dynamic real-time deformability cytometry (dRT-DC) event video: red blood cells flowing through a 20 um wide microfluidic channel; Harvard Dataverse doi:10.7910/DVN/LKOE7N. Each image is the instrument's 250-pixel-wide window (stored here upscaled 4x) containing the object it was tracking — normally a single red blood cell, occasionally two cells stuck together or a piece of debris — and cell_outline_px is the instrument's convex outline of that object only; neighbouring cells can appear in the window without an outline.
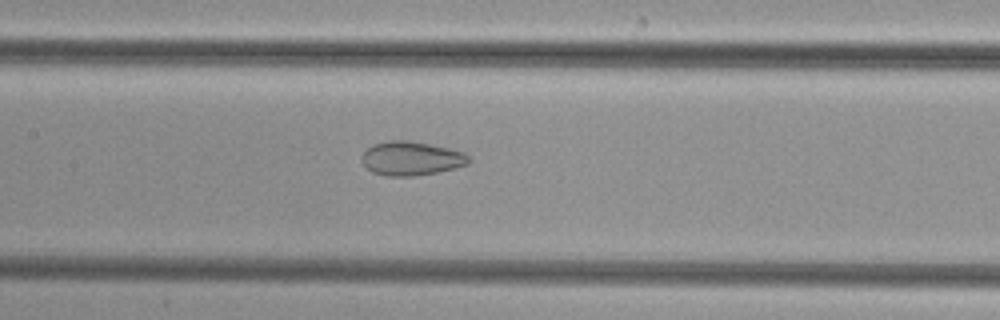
{"species": "common noctule bat (a hibernating species)", "species_latin": "Nyctalus noctula", "temperature_condition": "cold", "stored_images_in_passage": 41, "camera_frame_rate_fps": 3000, "um_per_image_px": 0.085, "animal": {"sex": "female", "body_mass_g": 29.2, "forearm_length_mm": 56.3}, "frame": {"image": 1, "passage_image": 15, "time_ms": 4.667, "image_size_px": [1000, 320], "cell_outline_px": [[472, 160], [468, 164], [456, 168], [436, 172], [412, 176], [388, 176], [372, 172], [360, 160], [360, 156], [368, 148], [376, 144], [388, 140], [408, 140], [448, 148], [464, 152]], "centroid_in_image_um": [34.96, 13.47], "position_along_channel_um": 172.4, "area_um2": 21.1}}
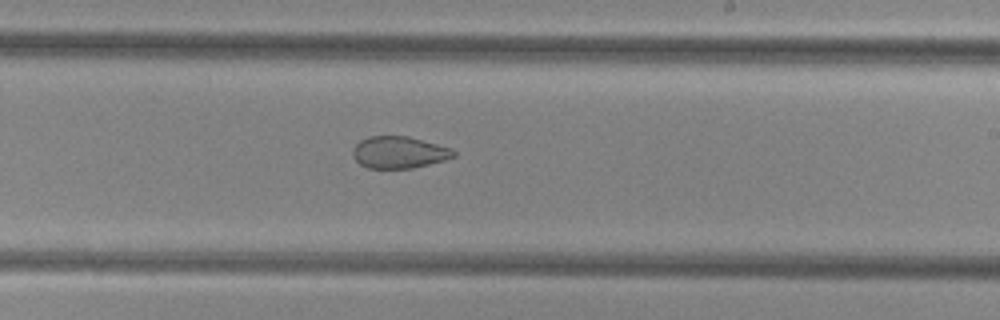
{"frame": {"image": 2, "passage_image": 21, "time_ms": 6.667, "image_size_px": [1000, 320], "cell_outline_px": [[456, 156], [444, 160], [412, 168], [368, 168], [360, 164], [352, 156], [352, 148], [360, 140], [368, 136], [408, 136], [452, 148], [456, 152]], "centroid_in_image_um": [33.9, 12.94], "position_along_channel_um": 255.1, "area_um2": 18.79}}
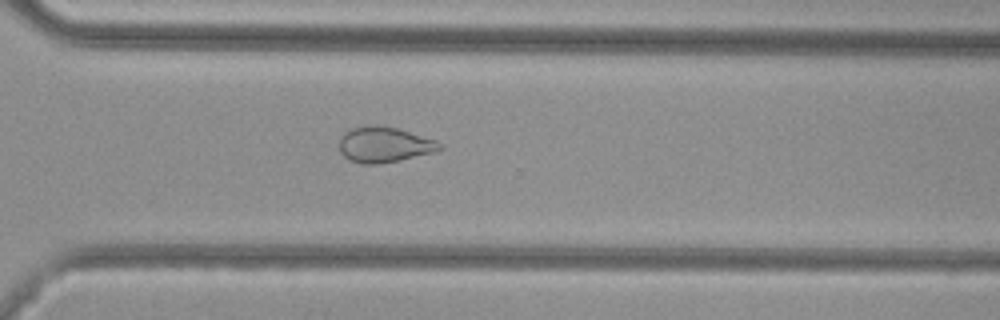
{"frame": {"image": 3, "passage_image": 27, "time_ms": 8.667, "image_size_px": [1000, 320], "cell_outline_px": [[440, 148], [432, 152], [400, 160], [380, 164], [360, 164], [348, 160], [340, 152], [340, 136], [344, 132], [352, 128], [396, 128], [436, 140], [440, 144]], "centroid_in_image_um": [32.61, 12.35], "position_along_channel_um": 338.0, "area_um2": 20.0}}